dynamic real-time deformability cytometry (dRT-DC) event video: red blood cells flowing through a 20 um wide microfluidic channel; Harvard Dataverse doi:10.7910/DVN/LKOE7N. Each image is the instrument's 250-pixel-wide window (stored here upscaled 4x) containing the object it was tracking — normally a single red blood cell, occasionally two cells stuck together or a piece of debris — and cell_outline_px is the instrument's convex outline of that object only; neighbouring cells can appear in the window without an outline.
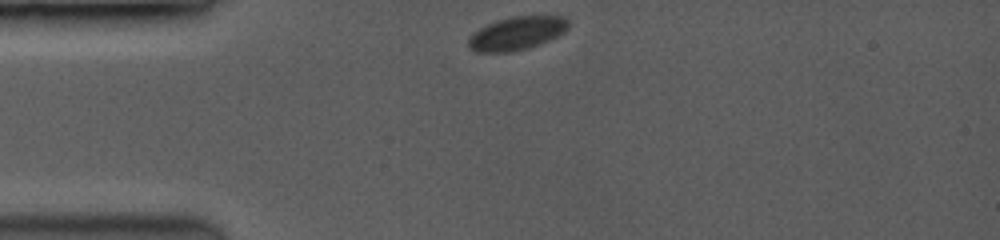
{"species": "common noctule bat (a hibernating species)", "species_latin": "Nyctalus noctula", "temperature_condition": "room temperature", "stored_images_in_passage": 2, "camera_frame_rate_fps": 3500, "um_per_image_px": 0.085, "animal": {"sex": "female", "body_mass_g": 19.0, "forearm_length_mm": 53.3}, "frame": {"image": 1, "passage_image": 1, "time_ms": 0.0, "image_size_px": [1000, 240], "cell_outline_px": [[568, 24], [556, 36], [548, 40], [524, 48], [508, 52], [476, 52], [468, 44], [468, 40], [480, 28], [496, 20], [512, 16], [564, 16], [568, 20]], "centroid_in_image_um": [43.89, 2.81], "position_along_channel_um": 41.1, "area_um2": 18.67}}